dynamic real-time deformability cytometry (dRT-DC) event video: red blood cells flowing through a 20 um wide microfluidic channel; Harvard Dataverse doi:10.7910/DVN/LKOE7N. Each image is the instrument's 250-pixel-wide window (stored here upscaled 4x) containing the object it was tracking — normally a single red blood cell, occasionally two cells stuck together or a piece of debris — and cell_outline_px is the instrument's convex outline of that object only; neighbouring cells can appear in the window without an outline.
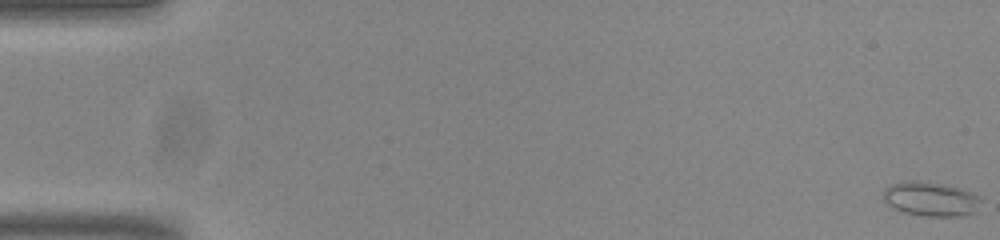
{"species": "common noctule bat (a hibernating species)", "species_latin": "Nyctalus noctula", "temperature_condition": "room temperature", "stored_images_in_passage": 55, "camera_frame_rate_fps": 3000, "um_per_image_px": 0.085, "animal": {"sex": "male", "body_mass_g": 20.0, "forearm_length_mm": 53.3}, "frame": {"image": 1, "passage_image": 1, "time_ms": 0.0, "image_size_px": [1000, 240], "cell_outline_px": [[984, 200], [976, 212], [960, 216], [924, 216], [900, 212], [888, 204], [884, 200], [884, 188], [892, 184], [904, 180], [916, 180], [948, 184], [972, 192]], "centroid_in_image_um": [79.14, 16.91], "position_along_channel_um": 5.9, "area_um2": 20.0}}
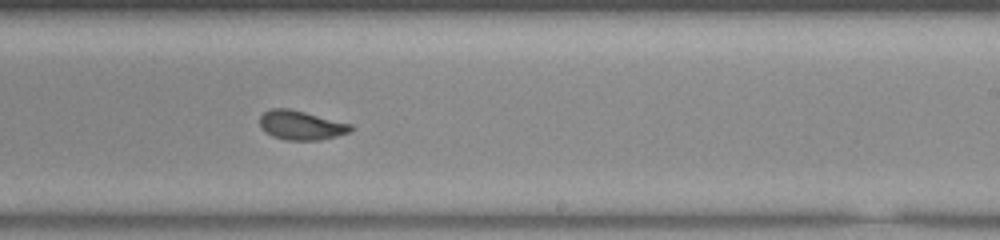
{"frame": {"image": 2, "passage_image": 34, "time_ms": 11.0, "image_size_px": [1000, 240], "cell_outline_px": [[352, 132], [320, 140], [284, 140], [272, 136], [260, 128], [260, 116], [264, 112], [272, 108], [288, 108], [352, 124]], "centroid_in_image_um": [25.58, 10.65], "position_along_channel_um": 263.4, "area_um2": 15.49}}
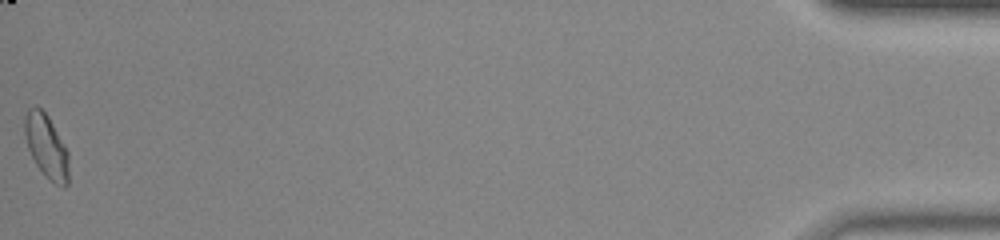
{"frame": {"image": 3, "passage_image": 55, "time_ms": 18.0, "image_size_px": [1000, 240], "cell_outline_px": [[68, 184], [64, 188], [56, 184], [36, 164], [28, 148], [24, 132], [24, 116], [28, 108], [36, 104], [48, 116], [68, 152]], "centroid_in_image_um": [3.93, 12.38], "position_along_channel_um": 431.3, "area_um2": 16.07}, "authors_computed_cell_mechanics": {"area_um2": 15.8372, "velocity_mm_per_s": 3.8051, "shape_relaxation_time_tau1_ms": 9.6017, "shape_relaxation_time_tau2_ms": 0.8279, "deformation_change_tau1": 0.219, "deformation_change_tau2": 0.0485}}